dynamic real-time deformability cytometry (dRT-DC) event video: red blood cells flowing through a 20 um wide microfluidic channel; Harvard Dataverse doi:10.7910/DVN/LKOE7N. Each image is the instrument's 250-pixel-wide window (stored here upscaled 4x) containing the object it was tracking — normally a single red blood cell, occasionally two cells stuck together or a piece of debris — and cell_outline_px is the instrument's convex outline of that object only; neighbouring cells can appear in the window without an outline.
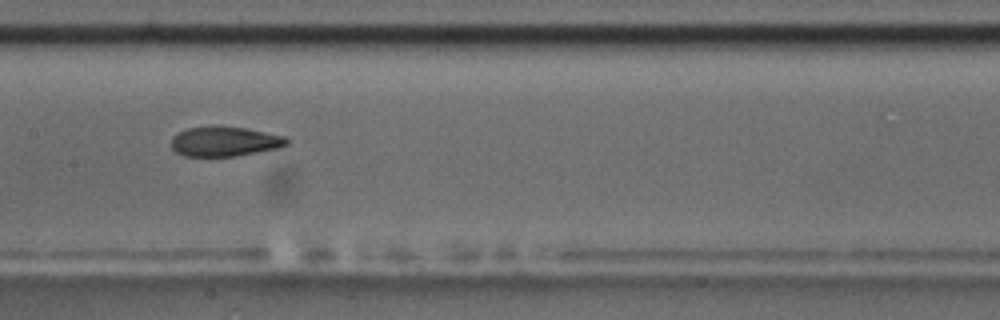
{"species": "common noctule bat (a hibernating species)", "species_latin": "Nyctalus noctula", "temperature_condition": "room temperature", "stored_images_in_passage": 10, "camera_frame_rate_fps": 3000, "um_per_image_px": 0.085, "animal": {"sex": "male", "body_mass_g": 17.5, "forearm_length_mm": 52.3}, "frame": {"image": 1, "passage_image": 4, "time_ms": 3.333, "image_size_px": [1000, 320], "cell_outline_px": [[288, 144], [276, 148], [236, 156], [184, 156], [176, 152], [172, 148], [172, 136], [176, 132], [188, 128], [216, 124], [220, 124], [244, 128], [284, 136], [288, 140]], "centroid_in_image_um": [19.03, 12.0], "position_along_channel_um": 188.4, "area_um2": 20.23}}